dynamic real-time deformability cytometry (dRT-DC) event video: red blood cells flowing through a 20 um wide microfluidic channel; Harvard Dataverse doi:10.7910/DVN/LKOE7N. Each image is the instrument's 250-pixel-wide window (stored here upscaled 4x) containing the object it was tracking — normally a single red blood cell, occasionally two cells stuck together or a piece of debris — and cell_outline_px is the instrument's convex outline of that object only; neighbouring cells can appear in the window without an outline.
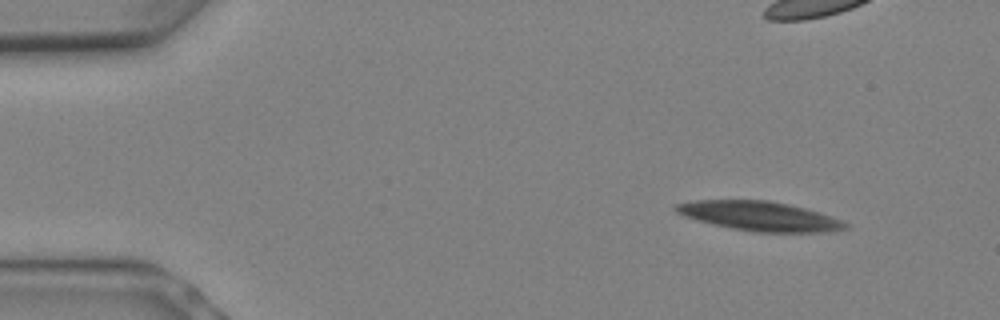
{"species": "Egyptian fruit bat (a non-hibernating species)", "species_latin": "Rousettus aegyptiacus", "temperature_condition": "warm", "stored_images_in_passage": 5, "camera_frame_rate_fps": 3000, "um_per_image_px": 0.085, "animal": {"sex": "female"}, "frame": {"image": 1, "passage_image": 1, "time_ms": 0.0, "image_size_px": [1000, 320], "cell_outline_px": [[852, 224], [848, 228], [824, 232], [756, 232], [732, 228], [712, 224], [696, 220], [684, 216], [676, 212], [672, 208], [676, 204], [692, 200], [768, 200], [788, 204], [820, 212]], "centroid_in_image_um": [64.56, 18.36], "position_along_channel_um": 20.4, "area_um2": 29.13}}